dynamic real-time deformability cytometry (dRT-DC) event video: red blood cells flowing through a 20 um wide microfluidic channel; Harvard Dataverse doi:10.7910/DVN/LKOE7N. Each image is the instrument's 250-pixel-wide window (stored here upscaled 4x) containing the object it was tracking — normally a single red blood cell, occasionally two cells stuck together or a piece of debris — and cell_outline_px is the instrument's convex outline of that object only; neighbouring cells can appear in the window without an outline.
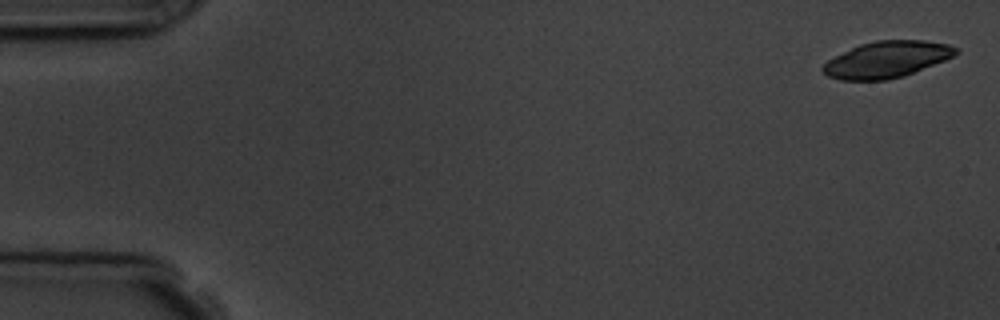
{"species": "common noctule bat (a hibernating species)", "species_latin": "Nyctalus noctula", "temperature_condition": "room temperature", "stored_images_in_passage": 6, "camera_frame_rate_fps": 3000, "um_per_image_px": 0.085, "animal": {"sex": "male", "body_mass_g": 19.5, "forearm_length_mm": 54.6}, "frame": {"image": 1, "passage_image": 1, "time_ms": 0.0, "image_size_px": [1000, 320], "cell_outline_px": [[960, 52], [944, 60], [904, 76], [888, 80], [840, 80], [828, 76], [820, 68], [828, 60], [860, 44], [876, 40], [924, 40], [948, 44], [956, 48]], "centroid_in_image_um": [75.37, 5.06], "position_along_channel_um": 9.6, "area_um2": 27.98}}